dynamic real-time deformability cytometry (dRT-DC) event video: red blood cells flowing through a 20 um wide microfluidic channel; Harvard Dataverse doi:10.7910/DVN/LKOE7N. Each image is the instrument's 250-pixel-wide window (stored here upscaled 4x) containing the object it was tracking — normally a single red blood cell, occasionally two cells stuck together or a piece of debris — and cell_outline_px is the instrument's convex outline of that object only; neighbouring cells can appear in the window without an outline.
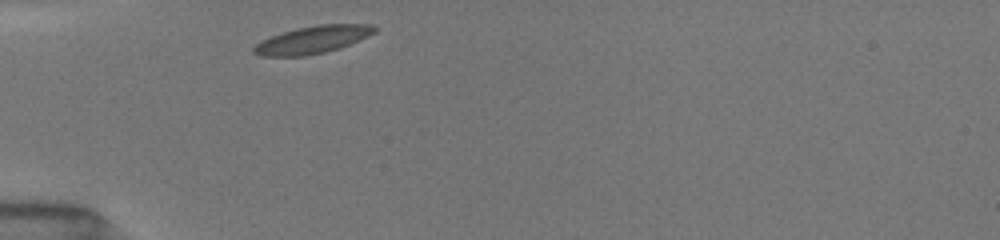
{"species": "common noctule bat (a hibernating species)", "species_latin": "Nyctalus noctula", "temperature_condition": "room temperature", "stored_images_in_passage": 13, "camera_frame_rate_fps": 3000, "um_per_image_px": 0.085, "animal": {"sex": "female", "body_mass_g": 19.5, "forearm_length_mm": 54.1}, "frame": {"image": 1, "passage_image": 1, "time_ms": 0.0, "image_size_px": [1000, 240], "cell_outline_px": [[376, 32], [368, 36], [340, 48], [324, 52], [304, 56], [260, 56], [252, 52], [252, 48], [260, 40], [296, 28], [320, 24], [372, 24], [376, 28]], "centroid_in_image_um": [26.56, 3.37], "position_along_channel_um": 58.4, "area_um2": 19.31}}
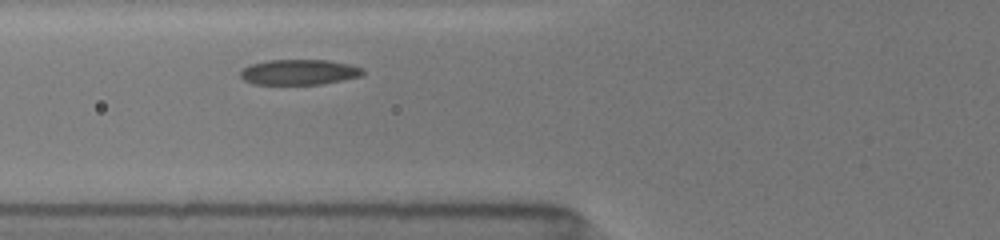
{"frame": {"image": 2, "passage_image": 12, "time_ms": 1.333, "image_size_px": [1000, 240], "cell_outline_px": [[364, 76], [320, 84], [252, 84], [244, 80], [240, 76], [240, 72], [248, 64], [268, 60], [328, 60], [348, 64], [364, 68]], "centroid_in_image_um": [25.43, 6.13], "position_along_channel_um": 100.4, "area_um2": 18.21}}